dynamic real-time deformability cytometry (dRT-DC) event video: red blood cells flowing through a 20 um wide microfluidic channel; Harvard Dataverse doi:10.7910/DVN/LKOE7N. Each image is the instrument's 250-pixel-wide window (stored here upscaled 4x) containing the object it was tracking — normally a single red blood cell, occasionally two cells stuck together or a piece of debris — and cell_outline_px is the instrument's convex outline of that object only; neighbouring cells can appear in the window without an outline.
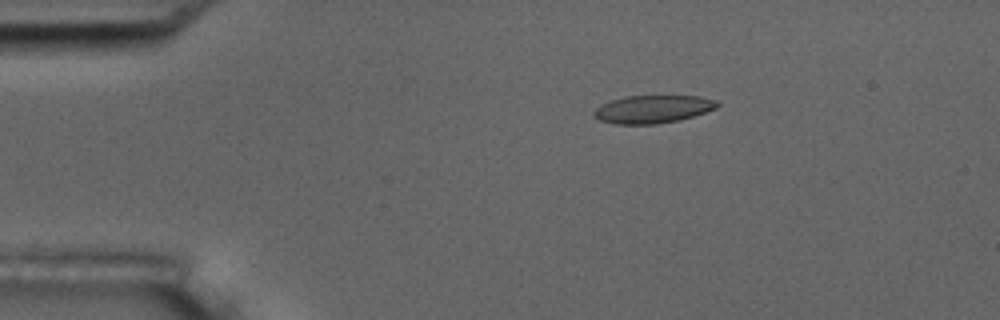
{"species": "common noctule bat (a hibernating species)", "species_latin": "Nyctalus noctula", "temperature_condition": "room temperature", "stored_images_in_passage": 6, "camera_frame_rate_fps": 3000, "um_per_image_px": 0.085, "animal": {"sex": "male", "body_mass_g": 17.5, "forearm_length_mm": 52.3}, "frame": {"image": 1, "passage_image": 3, "time_ms": 2.333, "image_size_px": [1000, 320], "cell_outline_px": [[720, 104], [716, 108], [680, 120], [656, 124], [616, 124], [600, 120], [592, 116], [592, 112], [600, 104], [624, 96], [700, 96], [716, 100]], "centroid_in_image_um": [55.45, 9.28], "position_along_channel_um": 29.5, "area_um2": 20.06}}
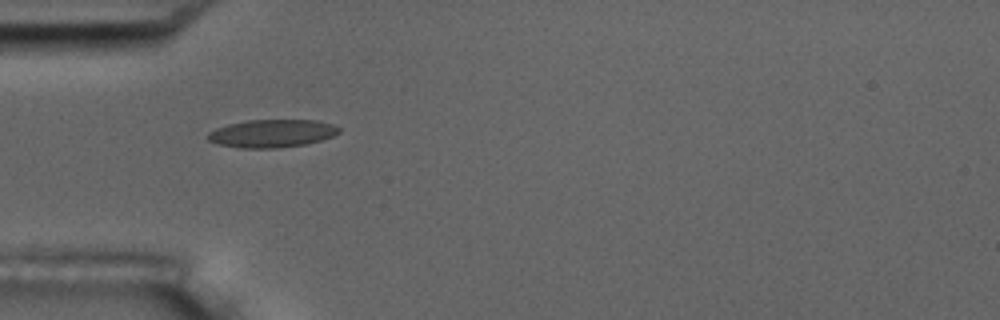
{"frame": {"image": 2, "passage_image": 5, "time_ms": 4.667, "image_size_px": [1000, 320], "cell_outline_px": [[340, 132], [332, 136], [320, 140], [304, 144], [276, 148], [240, 148], [220, 144], [208, 140], [208, 132], [216, 128], [228, 124], [248, 120], [316, 120], [332, 124], [340, 128]], "centroid_in_image_um": [23.11, 11.33], "position_along_channel_um": 61.9, "area_um2": 21.15}}